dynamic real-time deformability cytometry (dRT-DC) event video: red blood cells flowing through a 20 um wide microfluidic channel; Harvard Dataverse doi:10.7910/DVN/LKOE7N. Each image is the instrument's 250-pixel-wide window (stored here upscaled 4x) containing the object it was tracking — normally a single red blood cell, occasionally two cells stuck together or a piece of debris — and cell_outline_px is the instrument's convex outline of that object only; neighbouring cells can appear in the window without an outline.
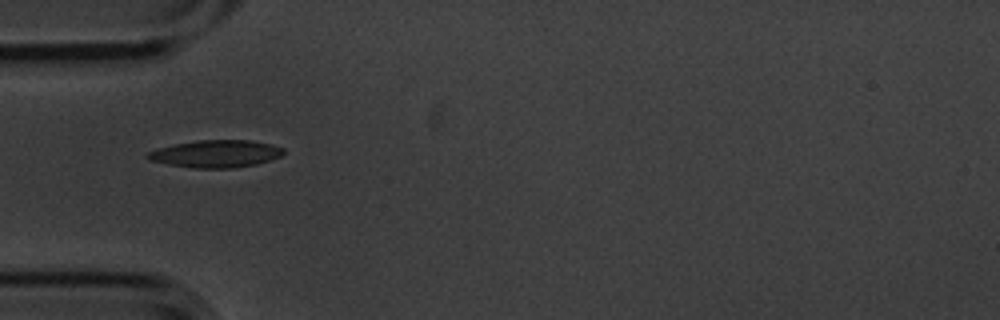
{"species": "common noctule bat (a hibernating species)", "species_latin": "Nyctalus noctula", "temperature_condition": "cold", "stored_images_in_passage": 3, "camera_frame_rate_fps": 3000, "um_per_image_px": 0.085, "animal": {"sex": "male", "body_mass_g": 20.1, "forearm_length_mm": 53.5}, "frame": {"image": 1, "passage_image": 1, "time_ms": 0.0, "image_size_px": [1000, 320], "cell_outline_px": [[284, 152], [280, 156], [256, 164], [232, 168], [192, 168], [168, 164], [148, 160], [144, 156], [148, 152], [156, 148], [172, 144], [196, 140], [248, 140], [272, 144], [284, 148]], "centroid_in_image_um": [18.29, 13.06], "position_along_channel_um": 66.7, "area_um2": 21.79}}
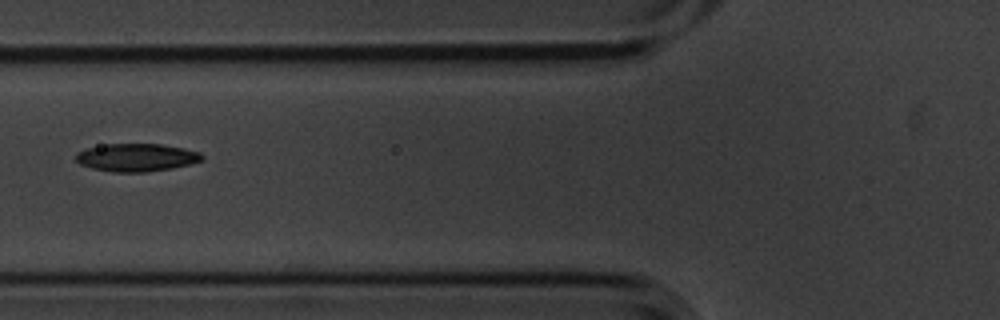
{"frame": {"image": 2, "passage_image": 2, "time_ms": 0.333, "image_size_px": [1000, 320], "cell_outline_px": [[204, 160], [172, 168], [144, 172], [112, 172], [92, 168], [80, 164], [76, 160], [76, 152], [88, 148], [108, 144], [160, 144], [184, 148], [200, 152], [204, 156]], "centroid_in_image_um": [11.62, 13.38], "position_along_channel_um": 114.2, "area_um2": 20.4}}
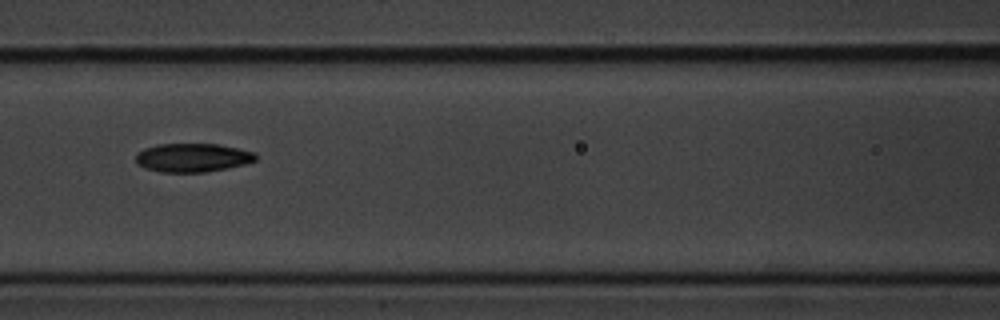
{"frame": {"image": 3, "passage_image": 3, "time_ms": 0.667, "image_size_px": [1000, 320], "cell_outline_px": [[256, 160], [244, 164], [228, 168], [204, 172], [160, 172], [144, 168], [136, 160], [136, 152], [144, 148], [156, 144], [216, 144], [256, 152]], "centroid_in_image_um": [16.35, 13.4], "position_along_channel_um": 150.2, "area_um2": 20.0}}